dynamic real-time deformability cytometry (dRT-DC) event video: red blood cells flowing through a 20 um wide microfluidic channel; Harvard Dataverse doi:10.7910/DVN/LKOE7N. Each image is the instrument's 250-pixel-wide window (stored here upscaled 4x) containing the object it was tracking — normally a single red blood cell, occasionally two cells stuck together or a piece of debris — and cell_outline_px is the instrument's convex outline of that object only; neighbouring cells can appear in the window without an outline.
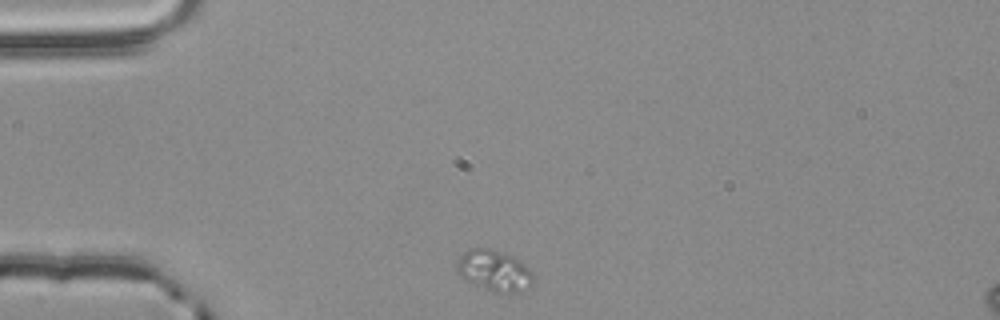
{"species": "common noctule bat (a hibernating species)", "species_latin": "Nyctalus noctula", "temperature_condition": "room temperature", "stored_images_in_passage": 36, "camera_frame_rate_fps": 3000, "um_per_image_px": 0.085, "animal": {"sex": "male", "body_mass_g": 20.4}, "frame": {"image": 1, "passage_image": 1, "time_ms": 0.0, "image_size_px": [1000, 320], "cell_outline_px": [[532, 288], [520, 292], [492, 292], [464, 280], [456, 272], [456, 264], [460, 256], [468, 248], [488, 248], [516, 256], [532, 272]], "centroid_in_image_um": [42.0, 23.0], "position_along_channel_um": 43.0, "area_um2": 18.61}}